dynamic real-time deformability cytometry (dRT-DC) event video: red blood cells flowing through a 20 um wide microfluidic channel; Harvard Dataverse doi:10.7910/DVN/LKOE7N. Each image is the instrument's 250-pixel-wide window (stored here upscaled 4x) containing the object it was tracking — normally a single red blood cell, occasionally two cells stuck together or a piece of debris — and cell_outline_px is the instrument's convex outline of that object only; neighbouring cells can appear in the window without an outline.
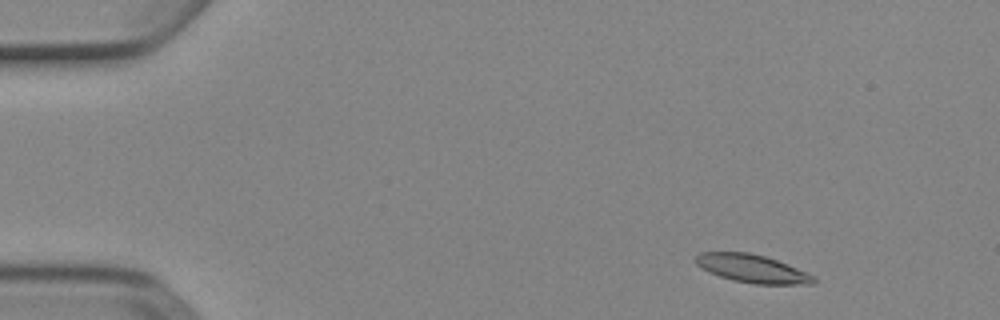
{"species": "Egyptian fruit bat (a non-hibernating species)", "species_latin": "Rousettus aegyptiacus", "temperature_condition": "cold", "stored_images_in_passage": 4, "camera_frame_rate_fps": 3000, "um_per_image_px": 0.085, "animal": {"sex": "female"}, "frame": {"image": 1, "passage_image": 2, "time_ms": 0.333, "image_size_px": [1000, 320], "cell_outline_px": [[816, 284], [756, 284], [732, 280], [720, 276], [700, 268], [696, 264], [696, 256], [700, 252], [748, 252], [764, 256], [776, 260], [816, 276]], "centroid_in_image_um": [63.94, 22.84], "position_along_channel_um": 21.1, "area_um2": 19.19}}
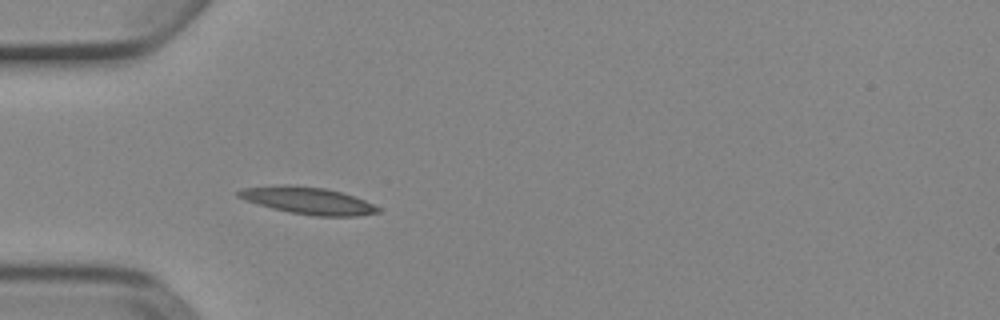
{"frame": {"image": 2, "passage_image": 4, "time_ms": 1.0, "image_size_px": [1000, 320], "cell_outline_px": [[380, 212], [356, 216], [312, 216], [272, 208], [256, 204], [244, 200], [236, 196], [236, 192], [244, 188], [284, 184], [288, 184], [324, 188], [340, 192], [364, 200], [380, 208]], "centroid_in_image_um": [26.13, 17.05], "position_along_channel_um": 58.9, "area_um2": 21.85}}